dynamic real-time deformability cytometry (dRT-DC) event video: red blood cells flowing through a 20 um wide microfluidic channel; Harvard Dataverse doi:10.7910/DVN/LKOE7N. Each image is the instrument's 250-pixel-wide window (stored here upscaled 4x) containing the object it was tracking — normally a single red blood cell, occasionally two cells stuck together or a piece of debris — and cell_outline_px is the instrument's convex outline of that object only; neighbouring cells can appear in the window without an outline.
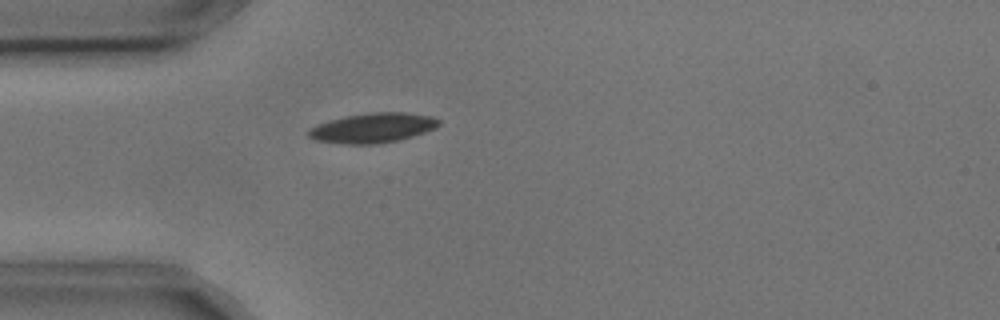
{"species": "common noctule bat (a hibernating species)", "species_latin": "Nyctalus noctula", "temperature_condition": "cold", "stored_images_in_passage": 3, "camera_frame_rate_fps": 3000, "um_per_image_px": 0.085, "animal": {"sex": "male", "body_mass_g": 17.9, "forearm_length_mm": 54.2}, "frame": {"image": 1, "passage_image": 3, "time_ms": 0.667, "image_size_px": [1000, 320], "cell_outline_px": [[440, 124], [436, 128], [400, 140], [376, 144], [344, 144], [316, 140], [308, 136], [308, 132], [312, 128], [328, 120], [348, 116], [372, 112], [404, 112], [432, 116], [440, 120]], "centroid_in_image_um": [31.73, 10.87], "position_along_channel_um": 53.3, "area_um2": 22.43}}